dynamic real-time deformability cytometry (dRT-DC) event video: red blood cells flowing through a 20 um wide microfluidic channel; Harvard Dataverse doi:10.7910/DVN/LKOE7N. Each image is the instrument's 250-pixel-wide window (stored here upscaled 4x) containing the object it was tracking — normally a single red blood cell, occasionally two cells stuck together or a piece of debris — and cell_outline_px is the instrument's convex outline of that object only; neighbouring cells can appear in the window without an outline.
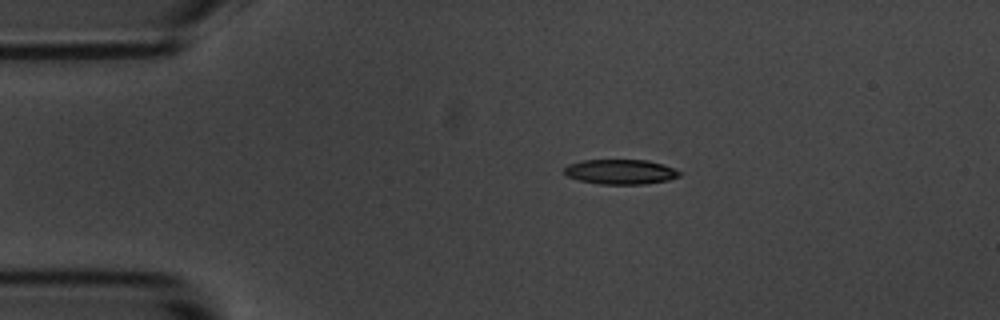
{"species": "common noctule bat (a hibernating species)", "species_latin": "Nyctalus noctula", "temperature_condition": "room temperature", "stored_images_in_passage": 2, "camera_frame_rate_fps": 3000, "um_per_image_px": 0.085, "animal": {"sex": "male", "body_mass_g": 20.1, "forearm_length_mm": 53.5}, "frame": {"image": 1, "passage_image": 1, "time_ms": 0.0, "image_size_px": [1000, 320], "cell_outline_px": [[680, 176], [668, 180], [644, 184], [600, 184], [580, 180], [568, 176], [564, 172], [564, 168], [568, 164], [580, 160], [648, 160], [672, 168], [680, 172]], "centroid_in_image_um": [52.71, 14.6], "position_along_channel_um": 32.3, "area_um2": 16.53}}